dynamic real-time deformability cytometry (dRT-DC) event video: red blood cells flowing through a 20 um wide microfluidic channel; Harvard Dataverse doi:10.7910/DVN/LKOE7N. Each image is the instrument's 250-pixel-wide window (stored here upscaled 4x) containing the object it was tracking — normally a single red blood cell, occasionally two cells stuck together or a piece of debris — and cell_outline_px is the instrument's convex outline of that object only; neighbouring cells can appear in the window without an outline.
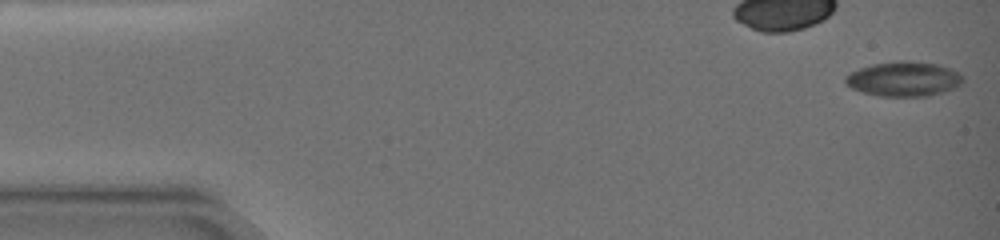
{"species": "common noctule bat (a hibernating species)", "species_latin": "Nyctalus noctula", "temperature_condition": "warm", "stored_images_in_passage": 10, "camera_frame_rate_fps": 3000, "um_per_image_px": 0.085, "animal": {"sex": "female", "body_mass_g": 19.0, "forearm_length_mm": 51.5}, "frame": {"image": 1, "passage_image": 1, "time_ms": 0.0, "image_size_px": [1000, 240], "cell_outline_px": [[964, 80], [960, 84], [952, 88], [928, 96], [876, 96], [852, 88], [844, 84], [844, 76], [860, 68], [872, 64], [900, 60], [904, 60], [936, 64], [948, 68], [964, 76]], "centroid_in_image_um": [76.77, 6.71], "position_along_channel_um": 8.2, "area_um2": 23.58}}
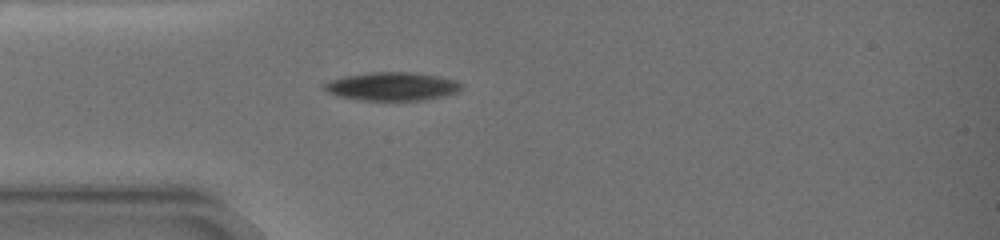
{"frame": {"image": 2, "passage_image": 9, "time_ms": 5.0, "image_size_px": [1000, 240], "cell_outline_px": [[460, 92], [444, 96], [424, 100], [360, 100], [340, 96], [328, 92], [324, 88], [324, 84], [328, 80], [344, 76], [368, 72], [412, 72], [440, 76], [456, 80], [460, 84]], "centroid_in_image_um": [33.34, 7.33], "position_along_channel_um": 51.7, "area_um2": 22.72}}